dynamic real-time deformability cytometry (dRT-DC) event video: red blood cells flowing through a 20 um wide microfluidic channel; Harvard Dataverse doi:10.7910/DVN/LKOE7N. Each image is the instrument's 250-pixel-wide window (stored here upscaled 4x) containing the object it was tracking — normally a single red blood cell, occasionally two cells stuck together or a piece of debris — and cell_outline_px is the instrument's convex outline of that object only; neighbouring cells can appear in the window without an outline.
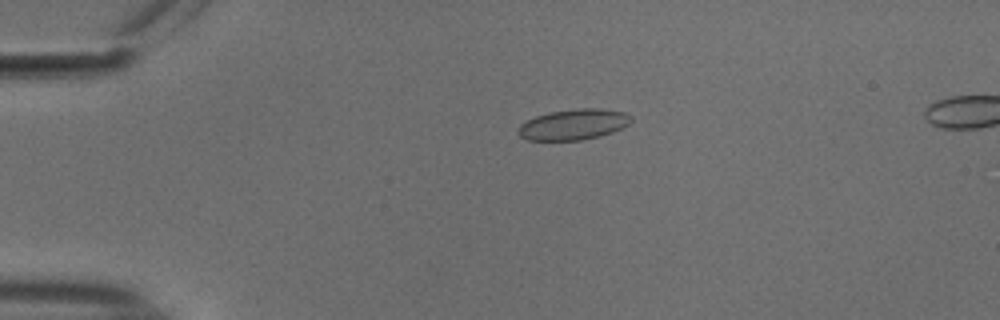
{"species": "common noctule bat (a hibernating species)", "species_latin": "Nyctalus noctula", "temperature_condition": "cold", "stored_images_in_passage": 55, "segment_of_instrument_passage": [1, 2], "camera_frame_rate_fps": 3000, "um_per_image_px": 0.085, "animal": {"sex": "male", "body_mass_g": 18.8}, "frame": {"image": 1, "passage_image": 12, "time_ms": 3.667, "image_size_px": [1000, 320], "cell_outline_px": [[632, 120], [628, 124], [612, 132], [600, 136], [580, 140], [528, 140], [520, 136], [516, 132], [516, 128], [520, 124], [536, 116], [548, 112], [580, 108], [600, 108], [624, 112], [632, 116]], "centroid_in_image_um": [48.72, 10.57], "position_along_channel_um": 36.3, "area_um2": 20.23}}
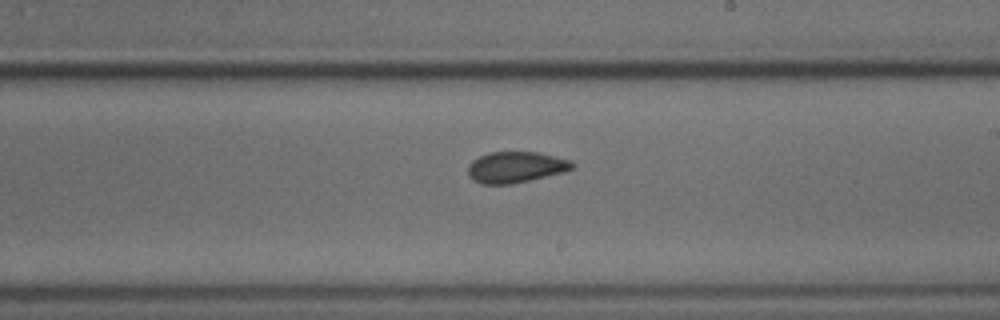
{"frame": {"image": 2, "passage_image": 32, "time_ms": 10.333, "image_size_px": [1000, 320], "cell_outline_px": [[576, 164], [572, 168], [564, 172], [512, 184], [480, 184], [472, 180], [468, 176], [468, 164], [472, 160], [488, 152], [536, 152], [572, 160]], "centroid_in_image_um": [43.81, 14.21], "position_along_channel_um": 245.2, "area_um2": 19.02}}
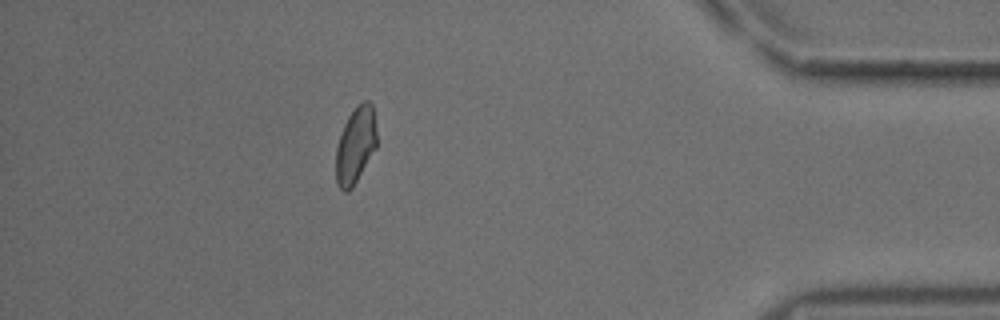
{"frame": {"image": 3, "passage_image": 48, "time_ms": 15.667, "image_size_px": [1000, 320], "cell_outline_px": [[376, 148], [352, 188], [348, 192], [344, 192], [336, 184], [336, 148], [344, 124], [348, 116], [356, 104], [364, 100], [368, 100], [372, 104], [376, 132]], "centroid_in_image_um": [30.21, 12.34], "position_along_channel_um": 405.0, "area_um2": 18.21}}